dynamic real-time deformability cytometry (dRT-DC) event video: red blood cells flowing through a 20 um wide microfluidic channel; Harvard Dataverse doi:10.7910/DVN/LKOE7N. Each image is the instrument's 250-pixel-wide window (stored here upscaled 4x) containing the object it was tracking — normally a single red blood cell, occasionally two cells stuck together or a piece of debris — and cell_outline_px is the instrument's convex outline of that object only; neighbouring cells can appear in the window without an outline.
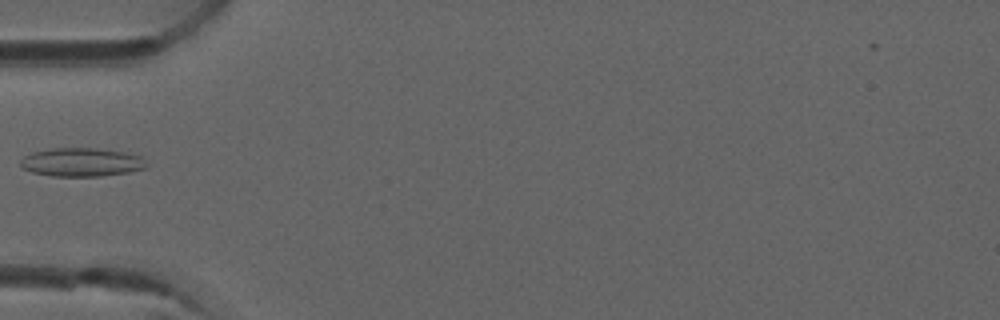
{"species": "common noctule bat (a hibernating species)", "species_latin": "Nyctalus noctula", "temperature_condition": "room temperature", "stored_images_in_passage": 7, "camera_frame_rate_fps": 3000, "um_per_image_px": 0.085, "animal": {"sex": "male", "forearm_length_mm": 52.5}, "frame": {"image": 1, "passage_image": 5, "time_ms": 1.333, "image_size_px": [1000, 320], "cell_outline_px": [[148, 164], [144, 168], [128, 172], [100, 176], [52, 176], [32, 172], [24, 168], [20, 164], [20, 160], [24, 156], [32, 152], [52, 148], [96, 148], [124, 152], [140, 156]], "centroid_in_image_um": [6.91, 13.78], "position_along_channel_um": 78.1, "area_um2": 20.87}}
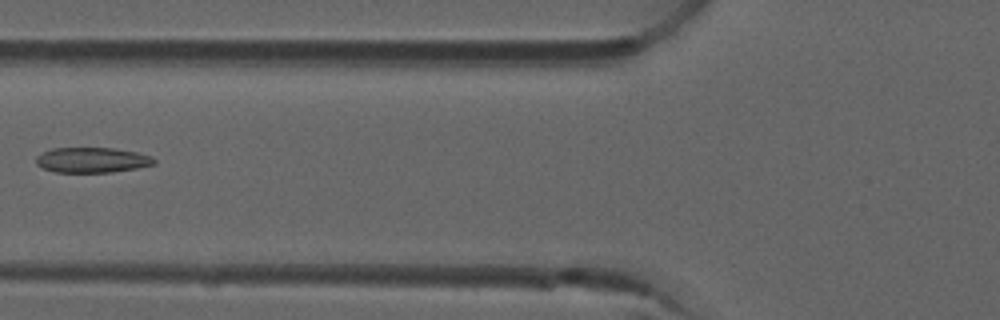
{"frame": {"image": 2, "passage_image": 6, "time_ms": 1.667, "image_size_px": [1000, 320], "cell_outline_px": [[156, 164], [136, 168], [112, 172], [56, 172], [44, 168], [36, 164], [36, 156], [52, 148], [116, 148], [136, 152], [152, 156], [156, 160]], "centroid_in_image_um": [7.85, 13.6], "position_along_channel_um": 117.9, "area_um2": 17.34}}
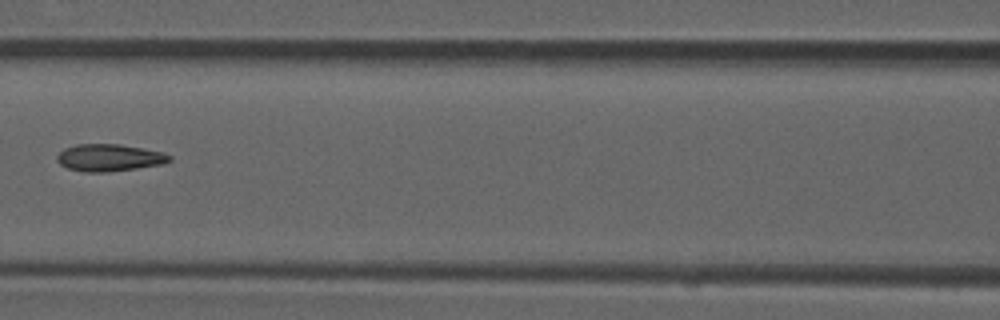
{"frame": {"image": 3, "passage_image": 7, "time_ms": 2.0, "image_size_px": [1000, 320], "cell_outline_px": [[172, 160], [164, 164], [108, 172], [84, 172], [68, 168], [60, 164], [56, 160], [56, 156], [64, 148], [76, 144], [120, 144], [164, 152], [172, 156]], "centroid_in_image_um": [9.3, 13.4], "position_along_channel_um": 157.3, "area_um2": 17.92}}